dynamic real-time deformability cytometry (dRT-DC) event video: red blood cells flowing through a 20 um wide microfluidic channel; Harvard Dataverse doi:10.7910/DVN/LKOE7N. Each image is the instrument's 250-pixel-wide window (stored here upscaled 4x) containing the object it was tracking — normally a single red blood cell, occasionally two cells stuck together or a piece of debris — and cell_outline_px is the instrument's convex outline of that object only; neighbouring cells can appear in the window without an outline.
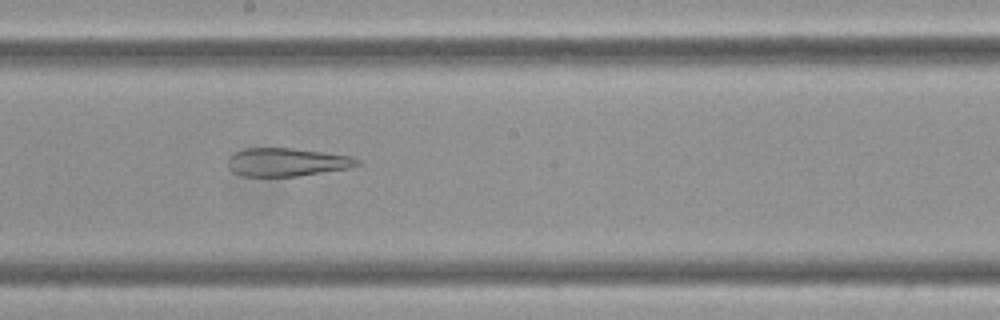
{"species": "Egyptian fruit bat (a non-hibernating species)", "species_latin": "Rousettus aegyptiacus", "temperature_condition": "cold", "stored_images_in_passage": 38, "camera_frame_rate_fps": 3000, "um_per_image_px": 0.085, "frame": {"image": 1, "passage_image": 22, "time_ms": 7.0, "image_size_px": [1000, 320], "cell_outline_px": [[360, 164], [348, 168], [296, 176], [244, 176], [232, 172], [228, 168], [228, 160], [236, 152], [244, 148], [292, 148], [324, 152], [352, 156], [360, 160]], "centroid_in_image_um": [24.38, 13.78], "position_along_channel_um": 223.8, "area_um2": 21.15}}